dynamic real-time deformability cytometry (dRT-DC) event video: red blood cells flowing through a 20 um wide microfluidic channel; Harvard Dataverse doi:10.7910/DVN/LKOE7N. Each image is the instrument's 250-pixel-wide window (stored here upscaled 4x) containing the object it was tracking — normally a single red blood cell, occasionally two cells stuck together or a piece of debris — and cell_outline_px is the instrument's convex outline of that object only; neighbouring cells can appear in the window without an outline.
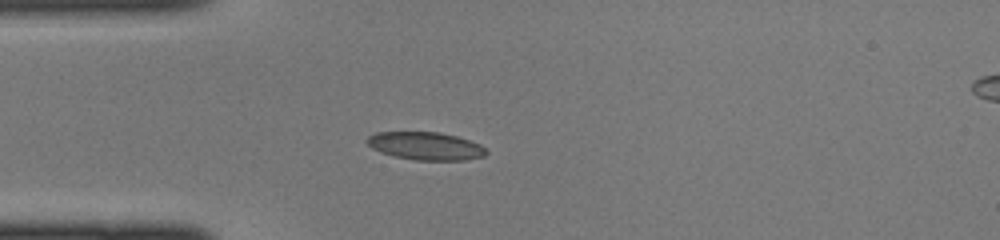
{"species": "common noctule bat (a hibernating species)", "species_latin": "Nyctalus noctula", "temperature_condition": "cold", "stored_images_in_passage": 43, "camera_frame_rate_fps": 3000, "um_per_image_px": 0.085, "animal": {"sex": "female", "body_mass_g": 22.0, "forearm_length_mm": 56.7}, "frame": {"image": 1, "passage_image": 11, "time_ms": 3.333, "image_size_px": [1000, 240], "cell_outline_px": [[488, 152], [484, 156], [464, 160], [416, 160], [396, 156], [380, 152], [372, 148], [364, 140], [368, 136], [376, 132], [440, 132], [456, 136], [480, 144]], "centroid_in_image_um": [36.16, 12.4], "position_along_channel_um": 48.8, "area_um2": 19.31}}
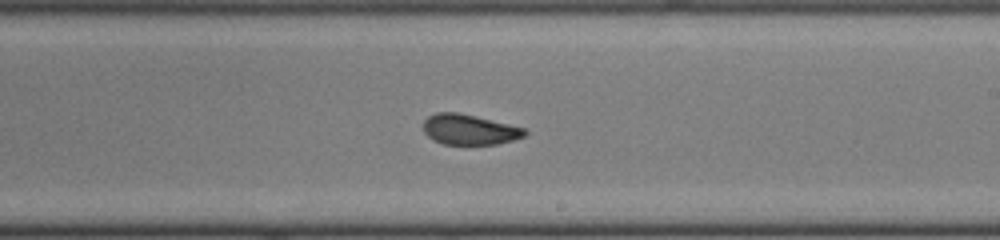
{"frame": {"image": 2, "passage_image": 25, "time_ms": 8.0, "image_size_px": [1000, 240], "cell_outline_px": [[528, 132], [524, 136], [512, 140], [496, 144], [444, 144], [432, 140], [424, 132], [424, 120], [428, 116], [436, 112], [460, 112], [524, 128]], "centroid_in_image_um": [39.86, 11.0], "position_along_channel_um": 249.1, "area_um2": 17.86}}
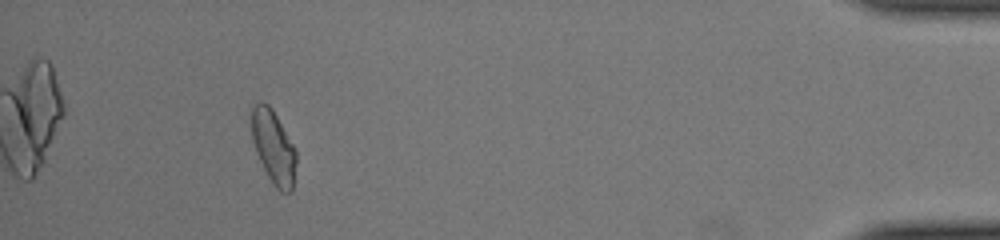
{"frame": {"image": 3, "passage_image": 40, "time_ms": 13.0, "image_size_px": [1000, 240], "cell_outline_px": [[296, 160], [292, 192], [280, 192], [272, 184], [256, 152], [252, 140], [248, 120], [252, 104], [260, 100], [264, 100], [272, 108], [296, 148]], "centroid_in_image_um": [23.2, 12.41], "position_along_channel_um": 412.0, "area_um2": 19.77}}